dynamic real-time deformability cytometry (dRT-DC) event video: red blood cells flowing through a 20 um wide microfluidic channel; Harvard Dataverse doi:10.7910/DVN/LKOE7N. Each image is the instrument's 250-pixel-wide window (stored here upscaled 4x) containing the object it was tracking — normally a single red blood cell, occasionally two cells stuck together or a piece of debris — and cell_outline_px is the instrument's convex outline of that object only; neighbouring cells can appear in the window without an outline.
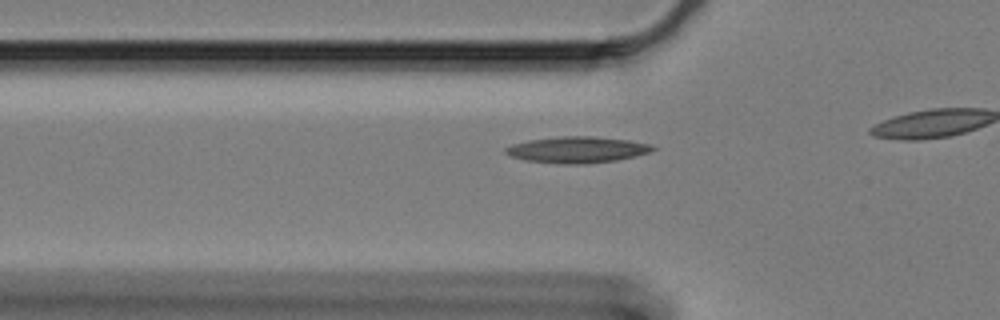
{"species": "Egyptian fruit bat (a non-hibernating species)", "species_latin": "Rousettus aegyptiacus", "temperature_condition": "cold", "stored_images_in_passage": 15, "camera_frame_rate_fps": 3000, "um_per_image_px": 0.085, "animal": {"sex": "female"}, "frame": {"image": 1, "passage_image": 9, "time_ms": 2.667, "image_size_px": [1000, 320], "cell_outline_px": [[656, 148], [648, 152], [636, 156], [616, 160], [584, 164], [560, 164], [524, 160], [512, 156], [504, 152], [504, 148], [512, 144], [528, 140], [560, 136], [592, 136], [628, 140], [652, 144]], "centroid_in_image_um": [49.04, 12.72], "position_along_channel_um": 76.8, "area_um2": 22.54}}
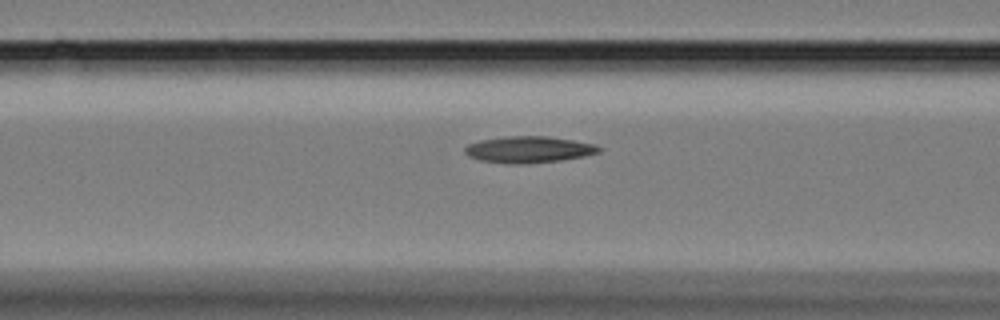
{"frame": {"image": 2, "passage_image": 13, "time_ms": 4.0, "image_size_px": [1000, 320], "cell_outline_px": [[604, 148], [600, 152], [584, 156], [560, 160], [512, 164], [480, 160], [468, 156], [464, 152], [464, 148], [468, 144], [480, 140], [504, 136], [548, 136], [596, 144]], "centroid_in_image_um": [44.95, 12.69], "position_along_channel_um": 121.6, "area_um2": 20.63}}